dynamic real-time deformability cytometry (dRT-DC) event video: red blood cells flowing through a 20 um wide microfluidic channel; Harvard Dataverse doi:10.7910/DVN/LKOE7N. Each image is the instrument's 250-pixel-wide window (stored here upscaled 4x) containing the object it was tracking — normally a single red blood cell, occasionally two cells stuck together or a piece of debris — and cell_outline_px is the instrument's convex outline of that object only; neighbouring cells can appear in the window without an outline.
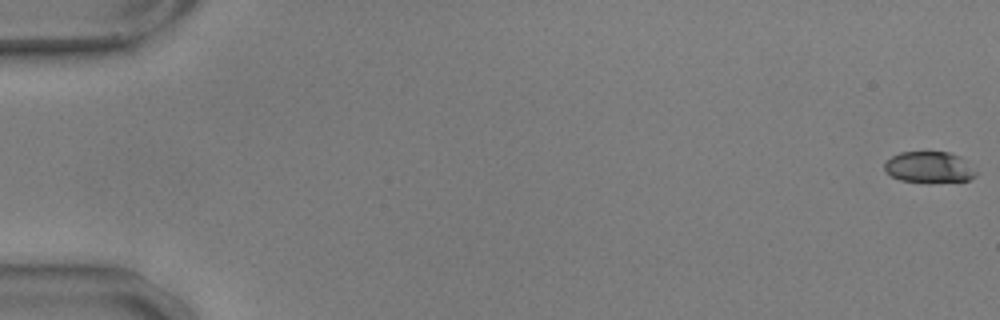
{"species": "common noctule bat (a hibernating species)", "species_latin": "Nyctalus noctula", "temperature_condition": "warm", "stored_images_in_passage": 58, "camera_frame_rate_fps": 3000, "um_per_image_px": 0.085, "animal": {"sex": "male", "body_mass_g": 17.9, "forearm_length_mm": 54.2}, "frame": {"image": 1, "passage_image": 1, "time_ms": 0.0, "image_size_px": [1000, 320], "cell_outline_px": [[976, 176], [968, 180], [928, 184], [900, 180], [884, 172], [884, 164], [892, 156], [900, 152], [948, 152], [960, 156], [976, 172]], "centroid_in_image_um": [78.95, 14.24], "position_along_channel_um": 6.1, "area_um2": 16.88}}
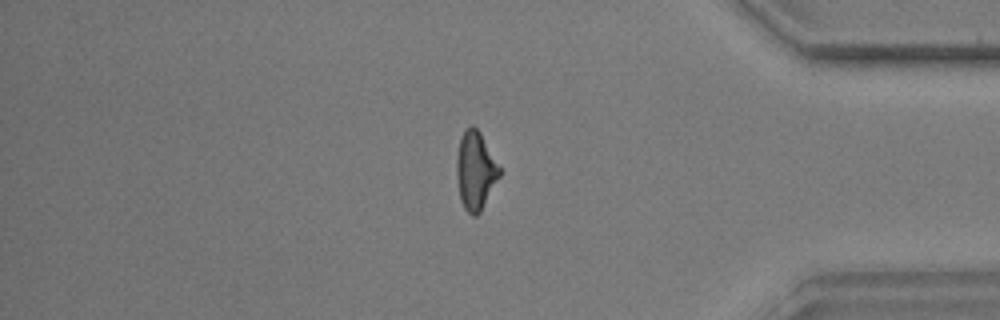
{"frame": {"image": 2, "passage_image": 49, "time_ms": 16.0, "image_size_px": [1000, 320], "cell_outline_px": [[500, 176], [480, 212], [476, 216], [472, 216], [464, 208], [460, 200], [456, 176], [456, 160], [460, 136], [472, 124], [480, 132], [500, 168]], "centroid_in_image_um": [40.39, 14.52], "position_along_channel_um": 394.8, "area_um2": 19.42}}
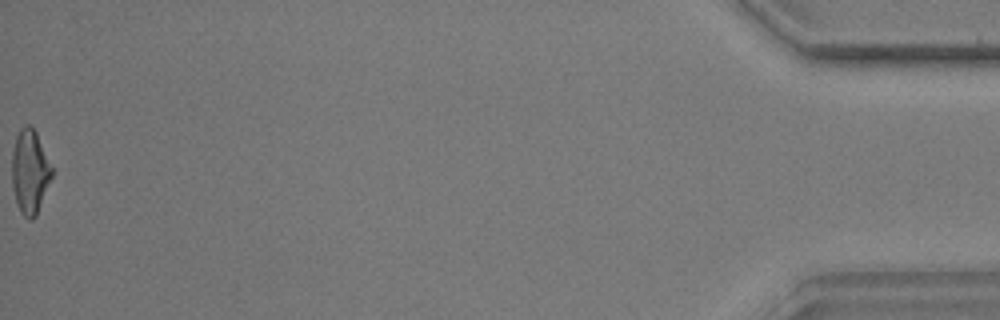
{"frame": {"image": 3, "passage_image": 58, "time_ms": 19.0, "image_size_px": [1000, 320], "cell_outline_px": [[52, 176], [36, 216], [32, 220], [28, 220], [20, 212], [16, 204], [12, 188], [12, 152], [16, 136], [20, 128], [24, 124], [28, 124], [36, 132], [52, 168]], "centroid_in_image_um": [2.51, 14.62], "position_along_channel_um": 432.7, "area_um2": 19.54}, "authors_computed_cell_mechanics": {"area_um2": 19.0451, "velocity_mm_per_s": 3.5977, "shape_relaxation_time_tau1_ms": 5.5368, "shape_relaxation_time_tau2_ms": 1.5354, "deformation_change_tau1": 0.1916, "deformation_change_tau2": 0.0979}}